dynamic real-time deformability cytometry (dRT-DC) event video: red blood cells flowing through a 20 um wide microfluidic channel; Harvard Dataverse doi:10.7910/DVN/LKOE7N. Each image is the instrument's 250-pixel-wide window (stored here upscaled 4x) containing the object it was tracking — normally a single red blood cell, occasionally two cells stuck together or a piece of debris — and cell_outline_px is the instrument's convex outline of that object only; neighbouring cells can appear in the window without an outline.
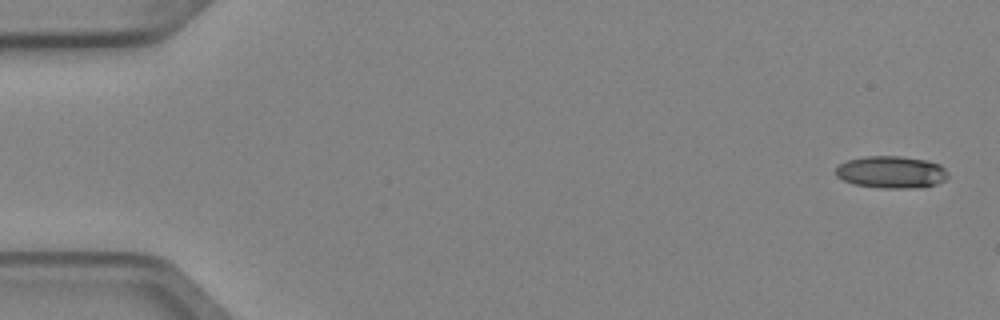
{"species": "Egyptian fruit bat (a non-hibernating species)", "species_latin": "Rousettus aegyptiacus", "temperature_condition": "cold", "stored_images_in_passage": 3, "camera_frame_rate_fps": 3000, "um_per_image_px": 0.085, "animal": {"sex": "female"}, "frame": {"image": 1, "passage_image": 1, "time_ms": 0.0, "image_size_px": [1000, 320], "cell_outline_px": [[948, 176], [944, 180], [936, 184], [912, 188], [880, 188], [852, 184], [836, 176], [836, 168], [840, 164], [848, 160], [864, 156], [900, 156], [928, 160], [940, 164], [948, 172]], "centroid_in_image_um": [75.76, 14.62], "position_along_channel_um": 9.2, "area_um2": 21.1}}